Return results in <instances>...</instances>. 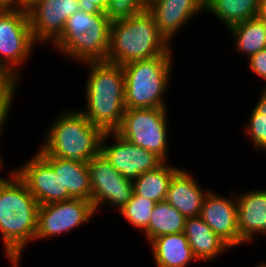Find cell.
Instances as JSON below:
<instances>
[{"label": "cell", "instance_id": "obj_1", "mask_svg": "<svg viewBox=\"0 0 266 267\" xmlns=\"http://www.w3.org/2000/svg\"><path fill=\"white\" fill-rule=\"evenodd\" d=\"M9 176L0 177V234L5 256L12 267H19L23 250L37 232L39 204L14 170Z\"/></svg>", "mask_w": 266, "mask_h": 267}, {"label": "cell", "instance_id": "obj_2", "mask_svg": "<svg viewBox=\"0 0 266 267\" xmlns=\"http://www.w3.org/2000/svg\"><path fill=\"white\" fill-rule=\"evenodd\" d=\"M147 10L114 15L106 61L126 63L157 56H172V49Z\"/></svg>", "mask_w": 266, "mask_h": 267}, {"label": "cell", "instance_id": "obj_3", "mask_svg": "<svg viewBox=\"0 0 266 267\" xmlns=\"http://www.w3.org/2000/svg\"><path fill=\"white\" fill-rule=\"evenodd\" d=\"M86 109L79 110L88 121L104 132L116 131L125 112L124 73L122 65L107 62H86Z\"/></svg>", "mask_w": 266, "mask_h": 267}, {"label": "cell", "instance_id": "obj_4", "mask_svg": "<svg viewBox=\"0 0 266 267\" xmlns=\"http://www.w3.org/2000/svg\"><path fill=\"white\" fill-rule=\"evenodd\" d=\"M48 127L45 139L39 147L56 158L88 162L100 153L104 131L91 124L79 111H62Z\"/></svg>", "mask_w": 266, "mask_h": 267}, {"label": "cell", "instance_id": "obj_5", "mask_svg": "<svg viewBox=\"0 0 266 267\" xmlns=\"http://www.w3.org/2000/svg\"><path fill=\"white\" fill-rule=\"evenodd\" d=\"M113 16L80 10L67 19L61 36L51 45L82 64L106 61Z\"/></svg>", "mask_w": 266, "mask_h": 267}, {"label": "cell", "instance_id": "obj_6", "mask_svg": "<svg viewBox=\"0 0 266 267\" xmlns=\"http://www.w3.org/2000/svg\"><path fill=\"white\" fill-rule=\"evenodd\" d=\"M172 59L157 56L122 65L125 108H167L163 96L170 84Z\"/></svg>", "mask_w": 266, "mask_h": 267}, {"label": "cell", "instance_id": "obj_7", "mask_svg": "<svg viewBox=\"0 0 266 267\" xmlns=\"http://www.w3.org/2000/svg\"><path fill=\"white\" fill-rule=\"evenodd\" d=\"M167 108L125 109L116 132L132 144L156 153L164 161L168 157Z\"/></svg>", "mask_w": 266, "mask_h": 267}, {"label": "cell", "instance_id": "obj_8", "mask_svg": "<svg viewBox=\"0 0 266 267\" xmlns=\"http://www.w3.org/2000/svg\"><path fill=\"white\" fill-rule=\"evenodd\" d=\"M35 44L26 10L0 11V68L16 81L18 67L29 59Z\"/></svg>", "mask_w": 266, "mask_h": 267}, {"label": "cell", "instance_id": "obj_9", "mask_svg": "<svg viewBox=\"0 0 266 267\" xmlns=\"http://www.w3.org/2000/svg\"><path fill=\"white\" fill-rule=\"evenodd\" d=\"M91 202L95 211L108 203L120 211L132 198L133 181L123 177L100 152L88 162Z\"/></svg>", "mask_w": 266, "mask_h": 267}, {"label": "cell", "instance_id": "obj_10", "mask_svg": "<svg viewBox=\"0 0 266 267\" xmlns=\"http://www.w3.org/2000/svg\"><path fill=\"white\" fill-rule=\"evenodd\" d=\"M93 203L83 199L39 205L34 240L59 236L88 223L95 213Z\"/></svg>", "mask_w": 266, "mask_h": 267}, {"label": "cell", "instance_id": "obj_11", "mask_svg": "<svg viewBox=\"0 0 266 267\" xmlns=\"http://www.w3.org/2000/svg\"><path fill=\"white\" fill-rule=\"evenodd\" d=\"M112 135L115 144L107 145L106 140L110 139ZM100 152L115 170L131 181H134L142 173L158 168L165 162L156 153L132 144L116 131L104 133Z\"/></svg>", "mask_w": 266, "mask_h": 267}, {"label": "cell", "instance_id": "obj_12", "mask_svg": "<svg viewBox=\"0 0 266 267\" xmlns=\"http://www.w3.org/2000/svg\"><path fill=\"white\" fill-rule=\"evenodd\" d=\"M80 11L79 0H39L27 12L35 42H52L62 34L67 19Z\"/></svg>", "mask_w": 266, "mask_h": 267}, {"label": "cell", "instance_id": "obj_13", "mask_svg": "<svg viewBox=\"0 0 266 267\" xmlns=\"http://www.w3.org/2000/svg\"><path fill=\"white\" fill-rule=\"evenodd\" d=\"M230 196L223 197L216 194L215 191L209 190L204 198L199 216L215 234L231 248H234L245 242L240 238L238 228L236 195L231 192Z\"/></svg>", "mask_w": 266, "mask_h": 267}, {"label": "cell", "instance_id": "obj_14", "mask_svg": "<svg viewBox=\"0 0 266 267\" xmlns=\"http://www.w3.org/2000/svg\"><path fill=\"white\" fill-rule=\"evenodd\" d=\"M25 163L14 171L27 185L37 203L47 205L63 201V184L59 174L56 175L37 152Z\"/></svg>", "mask_w": 266, "mask_h": 267}, {"label": "cell", "instance_id": "obj_15", "mask_svg": "<svg viewBox=\"0 0 266 267\" xmlns=\"http://www.w3.org/2000/svg\"><path fill=\"white\" fill-rule=\"evenodd\" d=\"M147 10L153 15L159 32L170 43L184 24L205 10V0H148Z\"/></svg>", "mask_w": 266, "mask_h": 267}, {"label": "cell", "instance_id": "obj_16", "mask_svg": "<svg viewBox=\"0 0 266 267\" xmlns=\"http://www.w3.org/2000/svg\"><path fill=\"white\" fill-rule=\"evenodd\" d=\"M59 174L63 184V201L70 199H83L91 201L90 173L87 162H79L56 158L44 153L41 149L37 152Z\"/></svg>", "mask_w": 266, "mask_h": 267}, {"label": "cell", "instance_id": "obj_17", "mask_svg": "<svg viewBox=\"0 0 266 267\" xmlns=\"http://www.w3.org/2000/svg\"><path fill=\"white\" fill-rule=\"evenodd\" d=\"M195 177L179 169L171 178L166 201L185 218L197 217L209 191L202 189Z\"/></svg>", "mask_w": 266, "mask_h": 267}, {"label": "cell", "instance_id": "obj_18", "mask_svg": "<svg viewBox=\"0 0 266 267\" xmlns=\"http://www.w3.org/2000/svg\"><path fill=\"white\" fill-rule=\"evenodd\" d=\"M236 199L240 238L253 242L257 234L266 235V189L244 192Z\"/></svg>", "mask_w": 266, "mask_h": 267}, {"label": "cell", "instance_id": "obj_19", "mask_svg": "<svg viewBox=\"0 0 266 267\" xmlns=\"http://www.w3.org/2000/svg\"><path fill=\"white\" fill-rule=\"evenodd\" d=\"M149 244L157 267H188L197 260L184 232L161 235Z\"/></svg>", "mask_w": 266, "mask_h": 267}, {"label": "cell", "instance_id": "obj_20", "mask_svg": "<svg viewBox=\"0 0 266 267\" xmlns=\"http://www.w3.org/2000/svg\"><path fill=\"white\" fill-rule=\"evenodd\" d=\"M184 234L197 261H210L232 249L200 216L186 218Z\"/></svg>", "mask_w": 266, "mask_h": 267}, {"label": "cell", "instance_id": "obj_21", "mask_svg": "<svg viewBox=\"0 0 266 267\" xmlns=\"http://www.w3.org/2000/svg\"><path fill=\"white\" fill-rule=\"evenodd\" d=\"M179 169L165 161L158 168L142 173L133 181L134 194L156 203L165 201L171 178Z\"/></svg>", "mask_w": 266, "mask_h": 267}, {"label": "cell", "instance_id": "obj_22", "mask_svg": "<svg viewBox=\"0 0 266 267\" xmlns=\"http://www.w3.org/2000/svg\"><path fill=\"white\" fill-rule=\"evenodd\" d=\"M236 51L246 54L248 59L266 48V22L254 17L230 28Z\"/></svg>", "mask_w": 266, "mask_h": 267}, {"label": "cell", "instance_id": "obj_23", "mask_svg": "<svg viewBox=\"0 0 266 267\" xmlns=\"http://www.w3.org/2000/svg\"><path fill=\"white\" fill-rule=\"evenodd\" d=\"M259 0H205V11L216 16L227 29L256 17Z\"/></svg>", "mask_w": 266, "mask_h": 267}, {"label": "cell", "instance_id": "obj_24", "mask_svg": "<svg viewBox=\"0 0 266 267\" xmlns=\"http://www.w3.org/2000/svg\"><path fill=\"white\" fill-rule=\"evenodd\" d=\"M186 218L166 200L157 202L152 210V215L145 237L150 243L154 238L165 234L182 233L185 229Z\"/></svg>", "mask_w": 266, "mask_h": 267}, {"label": "cell", "instance_id": "obj_25", "mask_svg": "<svg viewBox=\"0 0 266 267\" xmlns=\"http://www.w3.org/2000/svg\"><path fill=\"white\" fill-rule=\"evenodd\" d=\"M155 204V201L133 193L132 198L119 211V214L126 218L130 225L145 232Z\"/></svg>", "mask_w": 266, "mask_h": 267}, {"label": "cell", "instance_id": "obj_26", "mask_svg": "<svg viewBox=\"0 0 266 267\" xmlns=\"http://www.w3.org/2000/svg\"><path fill=\"white\" fill-rule=\"evenodd\" d=\"M263 91V92H262ZM260 99L251 112L246 127L247 134L252 139L255 149L266 151V91L262 90Z\"/></svg>", "mask_w": 266, "mask_h": 267}, {"label": "cell", "instance_id": "obj_27", "mask_svg": "<svg viewBox=\"0 0 266 267\" xmlns=\"http://www.w3.org/2000/svg\"><path fill=\"white\" fill-rule=\"evenodd\" d=\"M17 84L18 81L0 68V117L9 115Z\"/></svg>", "mask_w": 266, "mask_h": 267}, {"label": "cell", "instance_id": "obj_28", "mask_svg": "<svg viewBox=\"0 0 266 267\" xmlns=\"http://www.w3.org/2000/svg\"><path fill=\"white\" fill-rule=\"evenodd\" d=\"M148 0H108L109 13L113 15L139 12L147 9Z\"/></svg>", "mask_w": 266, "mask_h": 267}, {"label": "cell", "instance_id": "obj_29", "mask_svg": "<svg viewBox=\"0 0 266 267\" xmlns=\"http://www.w3.org/2000/svg\"><path fill=\"white\" fill-rule=\"evenodd\" d=\"M79 7L90 14H110L108 0H79Z\"/></svg>", "mask_w": 266, "mask_h": 267}, {"label": "cell", "instance_id": "obj_30", "mask_svg": "<svg viewBox=\"0 0 266 267\" xmlns=\"http://www.w3.org/2000/svg\"><path fill=\"white\" fill-rule=\"evenodd\" d=\"M249 68L258 77L266 81V48L249 58Z\"/></svg>", "mask_w": 266, "mask_h": 267}, {"label": "cell", "instance_id": "obj_31", "mask_svg": "<svg viewBox=\"0 0 266 267\" xmlns=\"http://www.w3.org/2000/svg\"><path fill=\"white\" fill-rule=\"evenodd\" d=\"M17 10V0H0V11Z\"/></svg>", "mask_w": 266, "mask_h": 267}, {"label": "cell", "instance_id": "obj_32", "mask_svg": "<svg viewBox=\"0 0 266 267\" xmlns=\"http://www.w3.org/2000/svg\"><path fill=\"white\" fill-rule=\"evenodd\" d=\"M39 0H17V10L28 11Z\"/></svg>", "mask_w": 266, "mask_h": 267}, {"label": "cell", "instance_id": "obj_33", "mask_svg": "<svg viewBox=\"0 0 266 267\" xmlns=\"http://www.w3.org/2000/svg\"><path fill=\"white\" fill-rule=\"evenodd\" d=\"M256 17L266 22V0H259V7Z\"/></svg>", "mask_w": 266, "mask_h": 267}, {"label": "cell", "instance_id": "obj_34", "mask_svg": "<svg viewBox=\"0 0 266 267\" xmlns=\"http://www.w3.org/2000/svg\"><path fill=\"white\" fill-rule=\"evenodd\" d=\"M8 116H3V117H0V136H1V133H3V128H4V124L6 123V119H7ZM1 157V155H0ZM3 167V162H2V158H0V168Z\"/></svg>", "mask_w": 266, "mask_h": 267}, {"label": "cell", "instance_id": "obj_35", "mask_svg": "<svg viewBox=\"0 0 266 267\" xmlns=\"http://www.w3.org/2000/svg\"><path fill=\"white\" fill-rule=\"evenodd\" d=\"M257 267H266V262L260 263Z\"/></svg>", "mask_w": 266, "mask_h": 267}]
</instances>
